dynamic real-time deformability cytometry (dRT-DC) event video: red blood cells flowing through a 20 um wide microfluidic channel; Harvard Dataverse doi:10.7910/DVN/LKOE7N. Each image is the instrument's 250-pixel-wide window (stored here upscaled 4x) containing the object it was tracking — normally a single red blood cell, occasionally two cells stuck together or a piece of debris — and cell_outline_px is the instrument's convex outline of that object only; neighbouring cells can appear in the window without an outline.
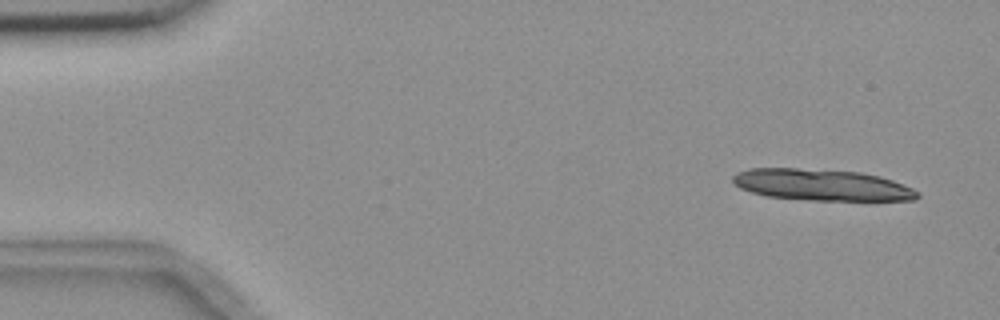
{"species": "common noctule bat (a hibernating species)", "species_latin": "Nyctalus noctula", "temperature_condition": "room temperature", "stored_images_in_passage": 6, "camera_frame_rate_fps": 3000, "um_per_image_px": 0.085, "animal": {"sex": "female", "body_mass_g": 18.4}, "frame": {"image": 1, "passage_image": 1, "time_ms": 0.0, "image_size_px": [1000, 320], "cell_outline_px": [[920, 196], [916, 200], [808, 200], [764, 196], [740, 188], [732, 180], [732, 176], [736, 172], [748, 168], [796, 168], [860, 172], [880, 176], [892, 180], [912, 188], [920, 192]], "centroid_in_image_um": [69.83, 15.71], "position_along_channel_um": 15.2, "area_um2": 33.87}}